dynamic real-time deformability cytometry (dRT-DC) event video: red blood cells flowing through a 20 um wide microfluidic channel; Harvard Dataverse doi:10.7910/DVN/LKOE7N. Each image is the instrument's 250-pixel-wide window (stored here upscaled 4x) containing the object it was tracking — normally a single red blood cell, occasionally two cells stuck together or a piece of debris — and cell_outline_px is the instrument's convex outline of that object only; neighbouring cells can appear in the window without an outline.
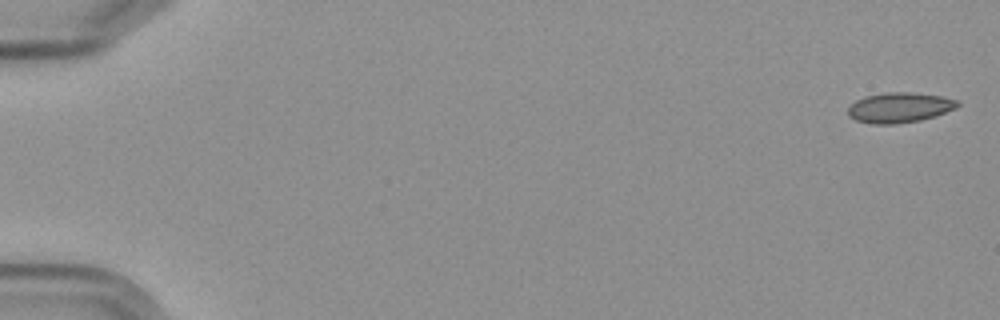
{"species": "Egyptian fruit bat (a non-hibernating species)", "species_latin": "Rousettus aegyptiacus", "temperature_condition": "cold", "stored_images_in_passage": 4, "camera_frame_rate_fps": 3000, "um_per_image_px": 0.085, "frame": {"image": 1, "passage_image": 1, "time_ms": 0.0, "image_size_px": [1000, 320], "cell_outline_px": [[960, 104], [956, 108], [936, 116], [920, 120], [896, 124], [872, 124], [856, 120], [848, 116], [848, 108], [856, 100], [864, 96], [884, 92], [908, 92], [940, 96], [960, 100]], "centroid_in_image_um": [76.46, 9.14], "position_along_channel_um": 8.5, "area_um2": 19.36}}